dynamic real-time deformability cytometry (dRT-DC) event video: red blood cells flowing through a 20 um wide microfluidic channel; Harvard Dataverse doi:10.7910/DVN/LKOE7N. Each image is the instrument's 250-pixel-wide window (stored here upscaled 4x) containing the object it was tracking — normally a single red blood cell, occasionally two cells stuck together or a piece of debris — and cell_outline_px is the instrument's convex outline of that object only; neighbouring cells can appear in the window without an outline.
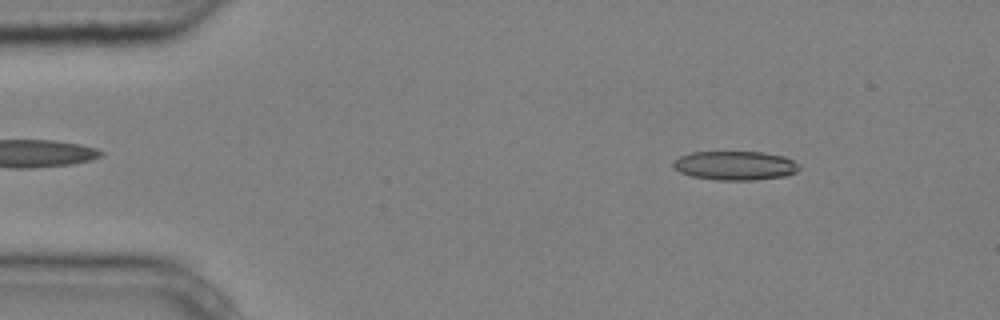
{"species": "common noctule bat (a hibernating species)", "species_latin": "Nyctalus noctula", "temperature_condition": "cold", "stored_images_in_passage": 4, "camera_frame_rate_fps": 3000, "um_per_image_px": 0.085, "animal": {"sex": "male", "body_mass_g": 20.4}, "frame": {"image": 1, "passage_image": 2, "time_ms": 0.333, "image_size_px": [1000, 320], "cell_outline_px": [[800, 168], [796, 172], [784, 176], [756, 180], [716, 180], [692, 176], [680, 172], [672, 168], [672, 164], [680, 156], [692, 152], [764, 152], [784, 156], [800, 164]], "centroid_in_image_um": [62.5, 14.07], "position_along_channel_um": 22.5, "area_um2": 21.39}}